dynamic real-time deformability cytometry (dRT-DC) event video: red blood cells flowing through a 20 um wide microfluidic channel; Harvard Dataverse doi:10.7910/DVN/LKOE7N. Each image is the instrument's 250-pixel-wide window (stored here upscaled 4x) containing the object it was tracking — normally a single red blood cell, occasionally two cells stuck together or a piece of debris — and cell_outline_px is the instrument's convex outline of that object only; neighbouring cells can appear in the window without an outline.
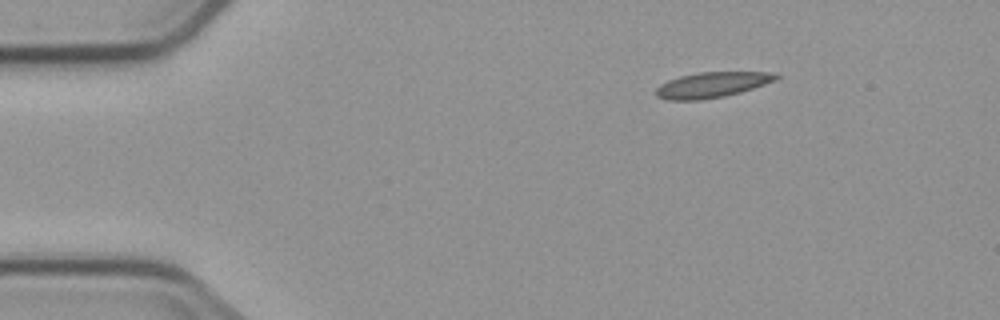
{"species": "common noctule bat (a hibernating species)", "species_latin": "Nyctalus noctula", "temperature_condition": "cold", "stored_images_in_passage": 3, "segment_of_instrument_passage": [2, 2], "camera_frame_rate_fps": 3000, "um_per_image_px": 0.085, "animal": {"sex": "male", "body_mass_g": 23.1, "forearm_length_mm": 52.7}, "frame": {"image": 1, "passage_image": 3, "time_ms": 3.0, "image_size_px": [1000, 320], "cell_outline_px": [[780, 76], [776, 80], [740, 92], [724, 96], [700, 100], [668, 100], [656, 96], [656, 88], [660, 84], [668, 80], [680, 76], [700, 72], [776, 72]], "centroid_in_image_um": [60.51, 7.2], "position_along_channel_um": 24.5, "area_um2": 17.74}}